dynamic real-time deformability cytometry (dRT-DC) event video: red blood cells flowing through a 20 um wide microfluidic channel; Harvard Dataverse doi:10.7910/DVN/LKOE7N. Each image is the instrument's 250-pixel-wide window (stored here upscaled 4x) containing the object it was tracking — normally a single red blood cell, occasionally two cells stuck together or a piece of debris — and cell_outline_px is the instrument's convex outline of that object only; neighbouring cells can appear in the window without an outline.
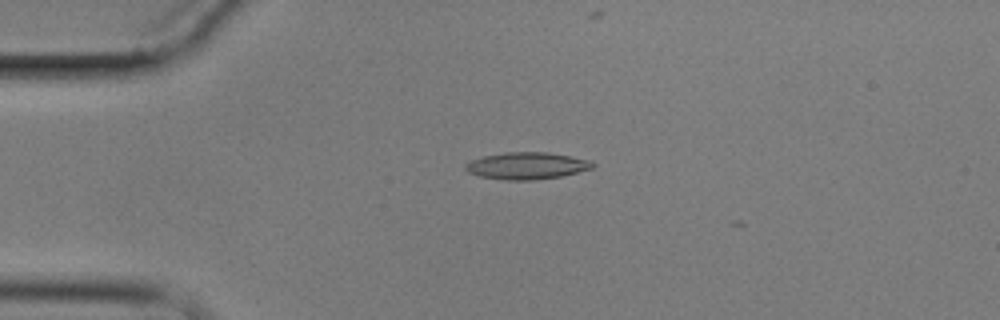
{"species": "common noctule bat (a hibernating species)", "species_latin": "Nyctalus noctula", "temperature_condition": "cold", "stored_images_in_passage": 5, "camera_frame_rate_fps": 3000, "um_per_image_px": 0.085, "animal": {"sex": "male", "body_mass_g": 17.9}, "frame": {"image": 1, "passage_image": 4, "time_ms": 4.333, "image_size_px": [1000, 320], "cell_outline_px": [[596, 164], [592, 168], [560, 176], [536, 180], [508, 180], [480, 176], [468, 172], [464, 168], [464, 164], [472, 160], [484, 156], [504, 152], [548, 152], [592, 160]], "centroid_in_image_um": [44.78, 14.08], "position_along_channel_um": 40.2, "area_um2": 19.94}}